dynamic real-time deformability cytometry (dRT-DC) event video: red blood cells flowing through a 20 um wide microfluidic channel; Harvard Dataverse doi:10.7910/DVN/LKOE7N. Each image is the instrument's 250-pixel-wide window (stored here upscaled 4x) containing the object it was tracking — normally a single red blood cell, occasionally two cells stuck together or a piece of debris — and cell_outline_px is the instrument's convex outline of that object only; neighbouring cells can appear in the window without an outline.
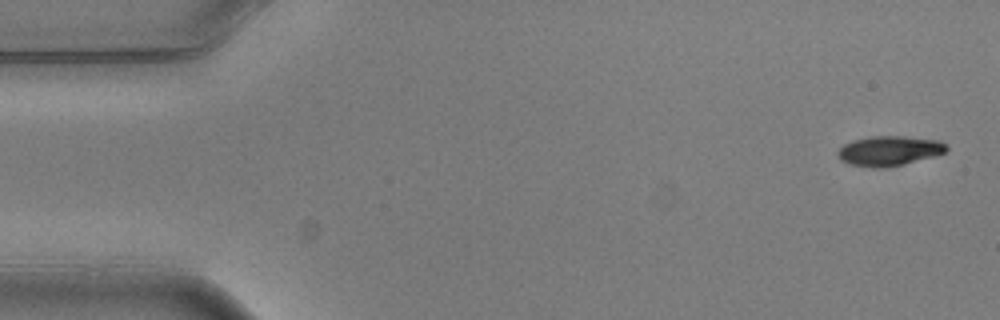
{"species": "common noctule bat (a hibernating species)", "species_latin": "Nyctalus noctula", "temperature_condition": "warm", "stored_images_in_passage": 4, "camera_frame_rate_fps": 3000, "um_per_image_px": 0.085, "animal": {"sex": "male", "body_mass_g": 20.5, "forearm_length_mm": 52.5}, "frame": {"image": 1, "passage_image": 1, "time_ms": 0.0, "image_size_px": [1000, 320], "cell_outline_px": [[948, 148], [944, 152], [936, 156], [888, 168], [872, 168], [852, 164], [840, 160], [836, 156], [836, 152], [844, 144], [852, 140], [872, 136], [904, 136], [940, 140]], "centroid_in_image_um": [75.56, 12.82], "position_along_channel_um": 9.4, "area_um2": 19.07}}
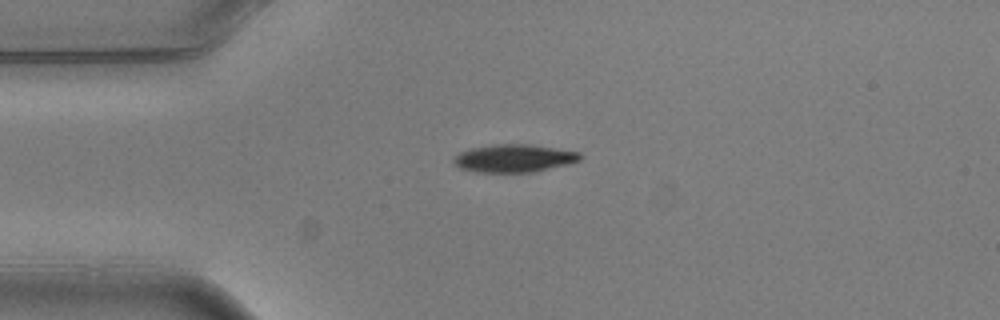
{"frame": {"image": 2, "passage_image": 4, "time_ms": 1.0, "image_size_px": [1000, 320], "cell_outline_px": [[584, 156], [580, 160], [572, 164], [532, 172], [476, 172], [460, 168], [452, 164], [452, 160], [460, 152], [472, 148], [492, 144], [528, 144], [556, 148], [580, 152]], "centroid_in_image_um": [43.73, 13.45], "position_along_channel_um": 41.3, "area_um2": 20.75}}